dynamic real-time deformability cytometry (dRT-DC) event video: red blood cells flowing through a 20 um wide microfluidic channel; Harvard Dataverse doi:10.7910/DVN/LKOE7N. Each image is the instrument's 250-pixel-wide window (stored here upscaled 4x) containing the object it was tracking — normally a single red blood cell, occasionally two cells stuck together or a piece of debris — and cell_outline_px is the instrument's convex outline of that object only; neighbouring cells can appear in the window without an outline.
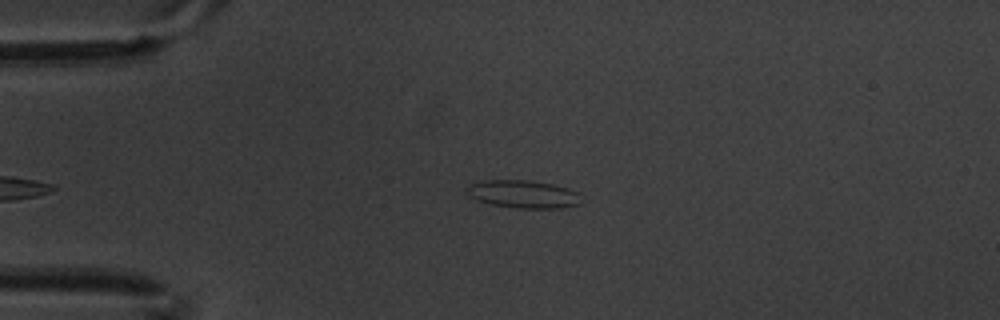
{"species": "common noctule bat (a hibernating species)", "species_latin": "Nyctalus noctula", "temperature_condition": "warm", "stored_images_in_passage": 4, "segment_of_instrument_passage": [2, 2], "camera_frame_rate_fps": 3000, "um_per_image_px": 0.085, "animal": {"sex": "male", "body_mass_g": 20.1, "forearm_length_mm": 53.5}, "frame": {"image": 1, "passage_image": 4, "time_ms": 1.0, "image_size_px": [1000, 320], "cell_outline_px": [[584, 204], [560, 208], [516, 208], [492, 204], [476, 200], [468, 196], [468, 184], [484, 180], [532, 180], [552, 184], [568, 188], [576, 192]], "centroid_in_image_um": [44.49, 16.5], "position_along_channel_um": 40.5, "area_um2": 18.67}}